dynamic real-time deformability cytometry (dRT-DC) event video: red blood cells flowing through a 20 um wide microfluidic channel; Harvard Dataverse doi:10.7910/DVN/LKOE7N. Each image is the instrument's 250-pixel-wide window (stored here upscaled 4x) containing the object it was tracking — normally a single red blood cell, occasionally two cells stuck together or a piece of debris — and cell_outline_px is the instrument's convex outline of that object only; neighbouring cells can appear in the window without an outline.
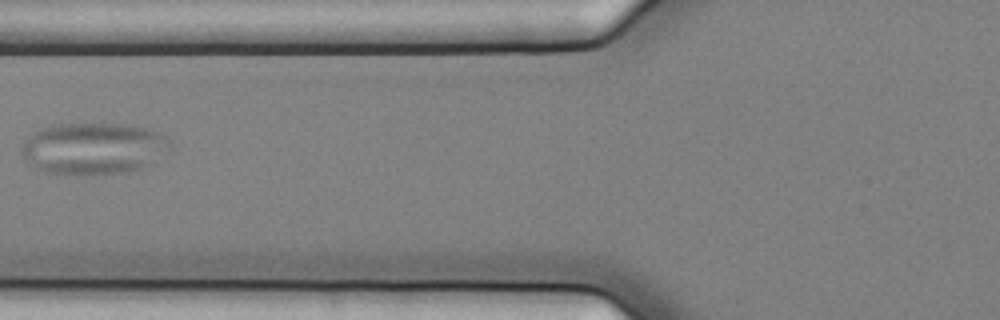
{"species": "common noctule bat (a hibernating species)", "species_latin": "Nyctalus noctula", "temperature_condition": "cold", "stored_images_in_passage": 6, "camera_frame_rate_fps": 3000, "um_per_image_px": 0.085, "animal": {"sex": "female", "body_mass_g": 25.1}, "frame": {"image": 1, "passage_image": 6, "time_ms": 1.667, "image_size_px": [1000, 320], "cell_outline_px": [[168, 148], [148, 164], [140, 168], [128, 172], [76, 176], [44, 172], [36, 168], [20, 152], [24, 140], [28, 136], [44, 128], [60, 124], [124, 124], [148, 128], [160, 132], [168, 140]], "centroid_in_image_um": [7.9, 12.63], "position_along_channel_um": 117.9, "area_um2": 44.45}}